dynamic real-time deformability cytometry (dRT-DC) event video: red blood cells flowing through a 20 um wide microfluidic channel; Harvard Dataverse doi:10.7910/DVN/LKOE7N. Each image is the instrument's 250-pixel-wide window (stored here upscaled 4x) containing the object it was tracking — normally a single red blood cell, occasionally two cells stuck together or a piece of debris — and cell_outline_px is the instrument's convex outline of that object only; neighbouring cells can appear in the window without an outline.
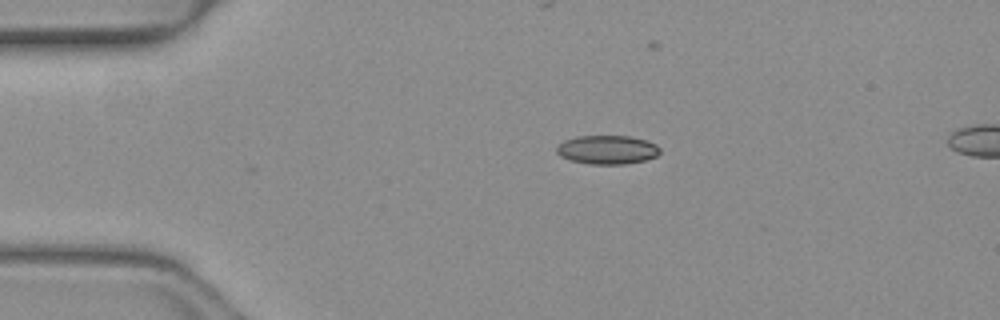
{"species": "common noctule bat (a hibernating species)", "species_latin": "Nyctalus noctula", "temperature_condition": "warm", "stored_images_in_passage": 33, "camera_frame_rate_fps": 3000, "um_per_image_px": 0.085, "animal": {"sex": "female", "body_mass_g": 19.3, "forearm_length_mm": 54.1}, "frame": {"image": 1, "passage_image": 1, "time_ms": 0.0, "image_size_px": [1000, 320], "cell_outline_px": [[660, 152], [656, 156], [644, 160], [624, 164], [588, 164], [572, 160], [560, 156], [556, 152], [556, 148], [564, 140], [576, 136], [632, 136], [648, 140], [656, 144], [660, 148]], "centroid_in_image_um": [51.63, 12.72], "position_along_channel_um": 33.4, "area_um2": 17.4}}
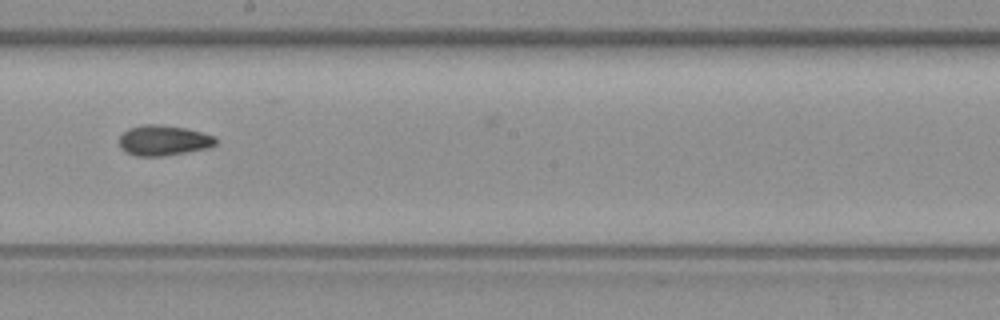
{"frame": {"image": 2, "passage_image": 19, "time_ms": 6.0, "image_size_px": [1000, 320], "cell_outline_px": [[216, 144], [208, 148], [164, 156], [136, 156], [124, 152], [120, 148], [120, 136], [128, 128], [140, 124], [160, 124], [184, 128], [216, 136]], "centroid_in_image_um": [13.87, 11.93], "position_along_channel_um": 234.3, "area_um2": 17.17}}
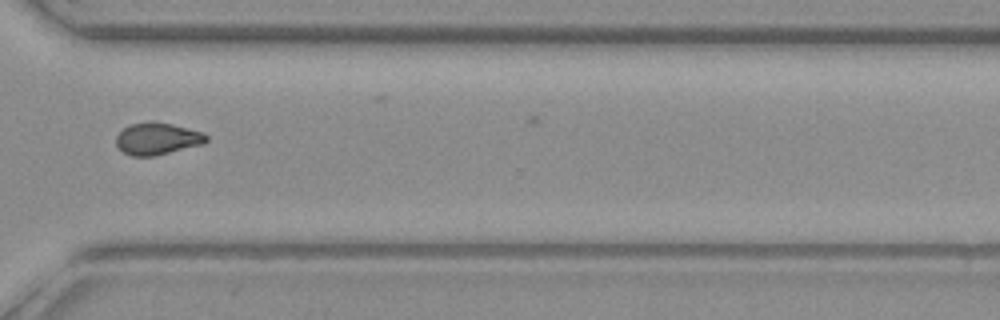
{"frame": {"image": 3, "passage_image": 28, "time_ms": 9.0, "image_size_px": [1000, 320], "cell_outline_px": [[208, 140], [204, 144], [156, 156], [132, 156], [124, 152], [116, 144], [116, 136], [124, 128], [132, 124], [172, 124], [204, 132], [208, 136]], "centroid_in_image_um": [13.43, 11.83], "position_along_channel_um": 357.2, "area_um2": 16.42}, "authors_computed_cell_mechanics": {"area_um2": 16.8776, "velocity_mm_per_s": 4.0964, "shape_relaxation_time_tau1_ms": 7.8689, "shape_relaxation_time_tau2_ms": 2.0814, "deformation_change_tau1": 0.1764, "deformation_change_tau2": 0.0712}}